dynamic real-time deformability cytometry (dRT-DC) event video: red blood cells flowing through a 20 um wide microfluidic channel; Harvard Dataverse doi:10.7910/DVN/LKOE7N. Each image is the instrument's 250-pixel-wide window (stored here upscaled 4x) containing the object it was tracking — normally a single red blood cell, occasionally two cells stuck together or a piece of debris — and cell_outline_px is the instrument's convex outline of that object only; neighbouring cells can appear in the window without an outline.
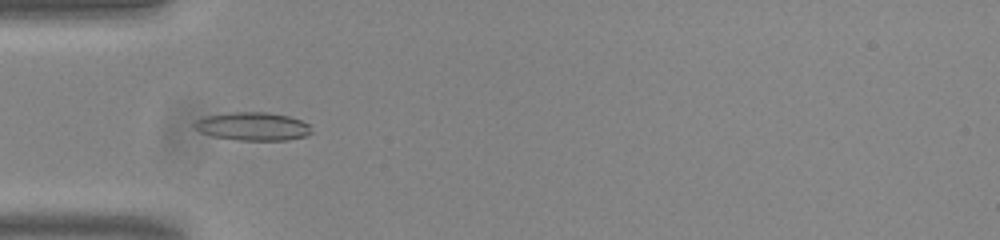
{"species": "common noctule bat (a hibernating species)", "species_latin": "Nyctalus noctula", "temperature_condition": "room temperature", "stored_images_in_passage": 41, "camera_frame_rate_fps": 3000, "um_per_image_px": 0.085, "animal": {"sex": "male", "body_mass_g": 20.0, "forearm_length_mm": 53.3}, "frame": {"image": 1, "passage_image": 5, "time_ms": 1.333, "image_size_px": [1000, 240], "cell_outline_px": [[312, 132], [308, 136], [288, 140], [236, 140], [212, 136], [200, 132], [192, 128], [192, 124], [196, 120], [204, 116], [228, 112], [268, 112], [288, 116], [300, 120], [308, 124]], "centroid_in_image_um": [21.44, 10.74], "position_along_channel_um": 63.6, "area_um2": 19.54}}
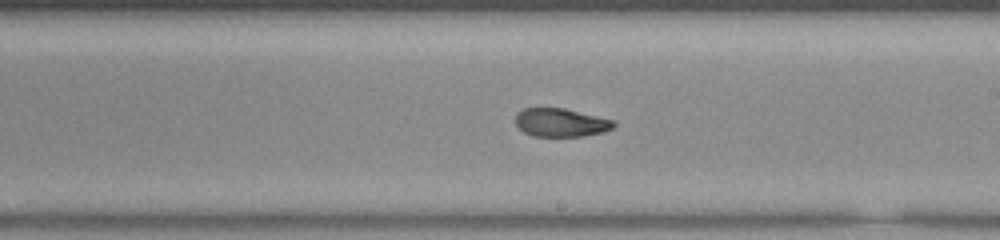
{"frame": {"image": 2, "passage_image": 19, "time_ms": 6.0, "image_size_px": [1000, 240], "cell_outline_px": [[616, 124], [612, 128], [604, 132], [584, 136], [532, 136], [524, 132], [516, 124], [516, 112], [524, 108], [564, 108], [612, 120]], "centroid_in_image_um": [47.65, 10.42], "position_along_channel_um": 241.4, "area_um2": 16.13}}
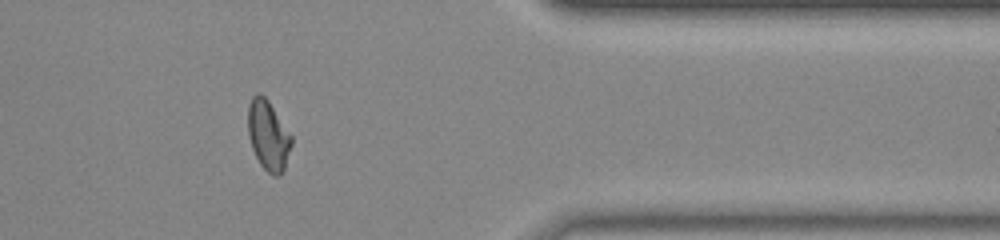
{"frame": {"image": 3, "passage_image": 32, "time_ms": 10.333, "image_size_px": [1000, 240], "cell_outline_px": [[292, 144], [284, 168], [280, 176], [272, 176], [260, 164], [252, 148], [248, 136], [248, 104], [252, 96], [256, 92], [260, 92], [268, 100], [292, 136]], "centroid_in_image_um": [22.79, 11.49], "position_along_channel_um": 388.6, "area_um2": 17.74}, "authors_computed_cell_mechanics": {"area_um2": 17.2244, "velocity_mm_per_s": 3.8412, "shape_relaxation_time_tau1_ms": null, "shape_relaxation_time_tau2_ms": 2.1613, "deformation_change_tau1": null, "deformation_change_tau2": 0.0757}}